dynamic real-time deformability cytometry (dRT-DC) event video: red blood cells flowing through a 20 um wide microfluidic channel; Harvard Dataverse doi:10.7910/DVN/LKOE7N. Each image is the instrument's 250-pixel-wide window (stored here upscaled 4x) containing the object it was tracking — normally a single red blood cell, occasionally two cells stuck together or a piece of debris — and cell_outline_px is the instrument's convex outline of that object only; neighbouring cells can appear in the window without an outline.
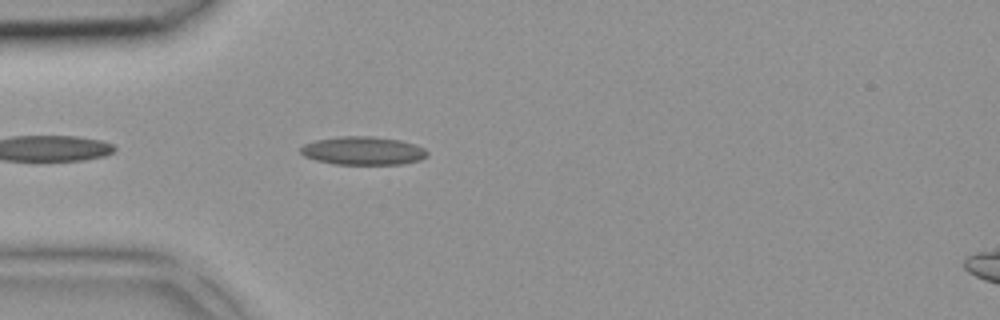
{"species": "common noctule bat (a hibernating species)", "species_latin": "Nyctalus noctula", "temperature_condition": "room temperature", "stored_images_in_passage": 3, "camera_frame_rate_fps": 3000, "um_per_image_px": 0.085, "animal": {"sex": "female", "body_mass_g": 18.4}, "frame": {"image": 1, "passage_image": 3, "time_ms": 0.667, "image_size_px": [1000, 320], "cell_outline_px": [[428, 156], [420, 160], [400, 164], [332, 164], [316, 160], [304, 156], [300, 152], [300, 148], [304, 144], [316, 140], [340, 136], [372, 136], [400, 140], [416, 144], [424, 148], [428, 152]], "centroid_in_image_um": [30.87, 12.81], "position_along_channel_um": 54.1, "area_um2": 20.98}}